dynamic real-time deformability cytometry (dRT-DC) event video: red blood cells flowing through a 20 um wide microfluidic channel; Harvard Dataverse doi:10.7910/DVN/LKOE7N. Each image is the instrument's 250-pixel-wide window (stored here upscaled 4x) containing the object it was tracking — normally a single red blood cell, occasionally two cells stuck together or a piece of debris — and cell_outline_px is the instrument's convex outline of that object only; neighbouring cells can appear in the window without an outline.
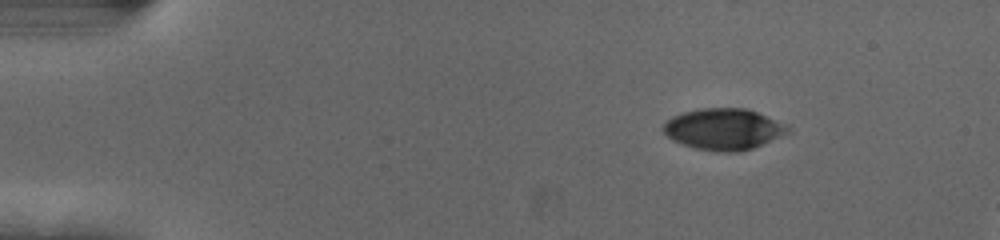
{"species": "human", "species_latin": "Homo sapiens", "temperature_condition": "cold", "stored_images_in_passage": 48, "camera_frame_rate_fps": 3000, "um_per_image_px": 0.085, "donor": {"sex": "female"}, "frame": {"image": 1, "passage_image": 1, "time_ms": 0.0, "image_size_px": [1000, 240], "cell_outline_px": [[792, 128], [788, 132], [752, 148], [740, 152], [716, 152], [696, 148], [672, 140], [660, 128], [672, 116], [684, 112], [704, 108], [748, 108], [788, 124]], "centroid_in_image_um": [61.52, 10.97], "position_along_channel_um": 23.5, "area_um2": 29.94}}
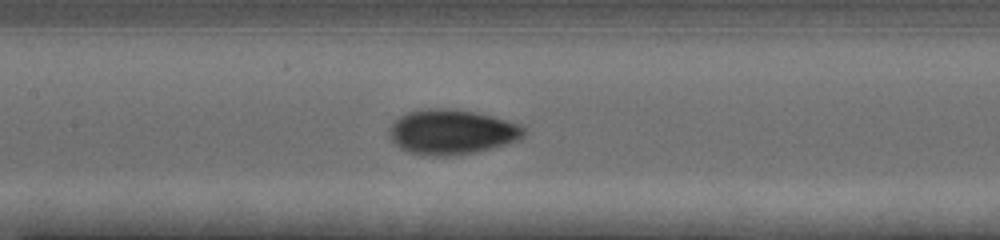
{"frame": {"image": 2, "passage_image": 20, "time_ms": 6.333, "image_size_px": [1000, 240], "cell_outline_px": [[524, 136], [516, 140], [492, 148], [476, 152], [452, 156], [432, 156], [408, 152], [400, 148], [388, 136], [388, 128], [400, 116], [408, 112], [428, 108], [448, 108], [476, 112], [492, 116], [520, 124], [524, 128]], "centroid_in_image_um": [38.37, 11.22], "position_along_channel_um": 169.0, "area_um2": 35.2}}
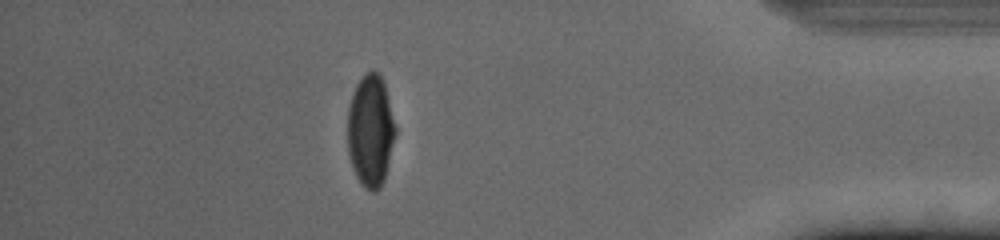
{"frame": {"image": 3, "passage_image": 42, "time_ms": 13.667, "image_size_px": [1000, 240], "cell_outline_px": [[396, 132], [384, 180], [380, 188], [376, 192], [372, 192], [364, 188], [360, 184], [356, 176], [348, 152], [348, 104], [356, 84], [368, 72], [376, 72], [380, 76], [384, 84], [396, 128]], "centroid_in_image_um": [31.48, 11.16], "position_along_channel_um": 403.7, "area_um2": 30.92}, "authors_computed_cell_mechanics": {"area_um2": 32.657, "velocity_mm_per_s": 3.7119, "shape_relaxation_time_tau1_ms": 5.0896, "shape_relaxation_time_tau2_ms": 0.9507, "deformation_change_tau1": 0.1919, "deformation_change_tau2": 0.0456}}